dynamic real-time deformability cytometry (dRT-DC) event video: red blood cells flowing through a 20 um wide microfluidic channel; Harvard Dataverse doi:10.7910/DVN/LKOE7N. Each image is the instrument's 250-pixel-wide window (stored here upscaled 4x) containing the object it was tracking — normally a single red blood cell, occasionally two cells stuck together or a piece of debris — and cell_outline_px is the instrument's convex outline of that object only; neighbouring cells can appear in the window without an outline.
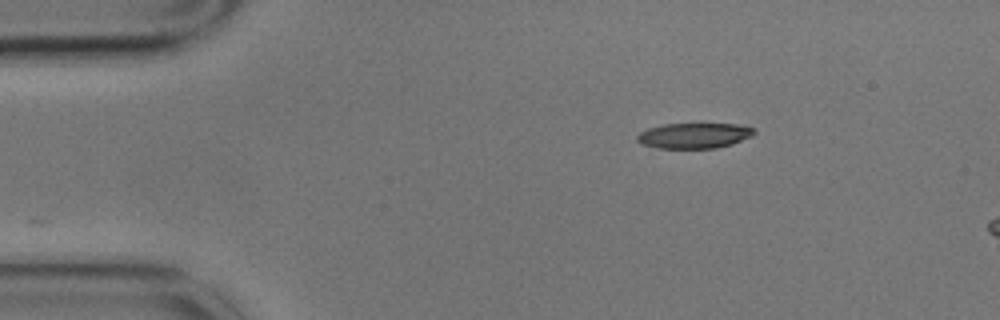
{"species": "common noctule bat (a hibernating species)", "species_latin": "Nyctalus noctula", "temperature_condition": "cold", "stored_images_in_passage": 7, "camera_frame_rate_fps": 3000, "um_per_image_px": 0.085, "animal": {"sex": "male", "body_mass_g": 17.9}, "frame": {"image": 1, "passage_image": 1, "time_ms": 0.0, "image_size_px": [1000, 320], "cell_outline_px": [[756, 132], [752, 136], [732, 144], [716, 148], [660, 148], [640, 144], [636, 140], [636, 136], [640, 132], [648, 128], [664, 124], [736, 124], [752, 128]], "centroid_in_image_um": [58.97, 11.53], "position_along_channel_um": 26.0, "area_um2": 17.28}}